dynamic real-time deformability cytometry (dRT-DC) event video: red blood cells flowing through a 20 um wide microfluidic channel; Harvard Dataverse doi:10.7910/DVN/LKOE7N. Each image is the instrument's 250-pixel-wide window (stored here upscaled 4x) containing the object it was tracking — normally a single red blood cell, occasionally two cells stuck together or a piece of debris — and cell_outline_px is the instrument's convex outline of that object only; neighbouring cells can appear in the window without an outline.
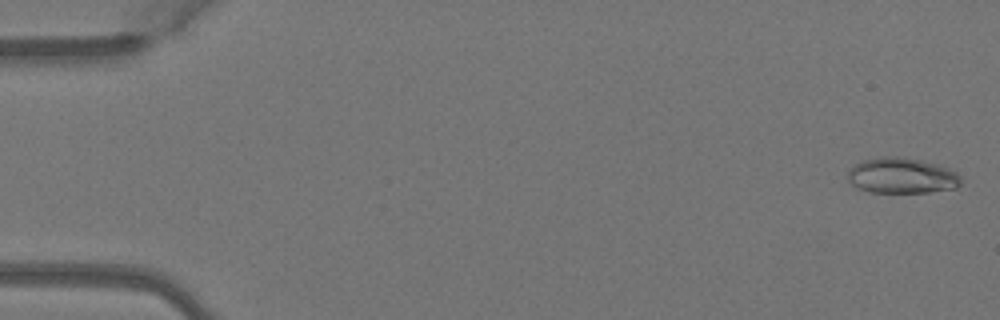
{"species": "Egyptian fruit bat (a non-hibernating species)", "species_latin": "Rousettus aegyptiacus", "temperature_condition": "warm", "stored_images_in_passage": 5, "camera_frame_rate_fps": 3000, "um_per_image_px": 0.085, "animal": {"sex": "female"}, "frame": {"image": 1, "passage_image": 1, "time_ms": 0.0, "image_size_px": [1000, 320], "cell_outline_px": [[960, 184], [956, 188], [928, 192], [872, 192], [860, 188], [852, 184], [848, 180], [848, 172], [856, 164], [864, 160], [884, 156], [896, 156], [920, 160], [940, 164], [956, 172], [960, 176]], "centroid_in_image_um": [76.68, 14.92], "position_along_channel_um": 8.3, "area_um2": 23.29}}